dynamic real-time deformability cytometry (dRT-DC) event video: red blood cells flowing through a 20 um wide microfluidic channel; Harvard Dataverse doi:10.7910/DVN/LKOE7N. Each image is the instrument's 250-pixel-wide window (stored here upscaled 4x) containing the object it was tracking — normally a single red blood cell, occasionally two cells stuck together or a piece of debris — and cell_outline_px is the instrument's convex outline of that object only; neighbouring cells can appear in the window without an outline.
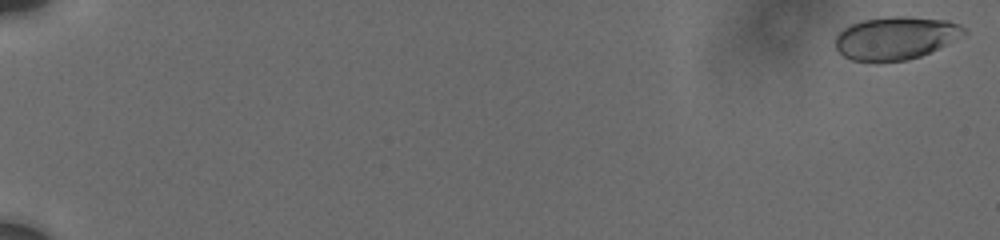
{"species": "human", "species_latin": "Homo sapiens", "temperature_condition": "cold", "stored_images_in_passage": 31, "camera_frame_rate_fps": 3000, "um_per_image_px": 0.085, "donor": {"sex": "male"}, "frame": {"image": 1, "passage_image": 1, "time_ms": 0.0, "image_size_px": [1000, 240], "cell_outline_px": [[968, 32], [920, 56], [908, 60], [876, 64], [852, 60], [844, 56], [836, 48], [836, 36], [844, 28], [852, 24], [864, 20], [892, 16], [908, 16], [948, 20], [960, 24]], "centroid_in_image_um": [76.1, 3.25], "position_along_channel_um": 8.9, "area_um2": 32.25}}